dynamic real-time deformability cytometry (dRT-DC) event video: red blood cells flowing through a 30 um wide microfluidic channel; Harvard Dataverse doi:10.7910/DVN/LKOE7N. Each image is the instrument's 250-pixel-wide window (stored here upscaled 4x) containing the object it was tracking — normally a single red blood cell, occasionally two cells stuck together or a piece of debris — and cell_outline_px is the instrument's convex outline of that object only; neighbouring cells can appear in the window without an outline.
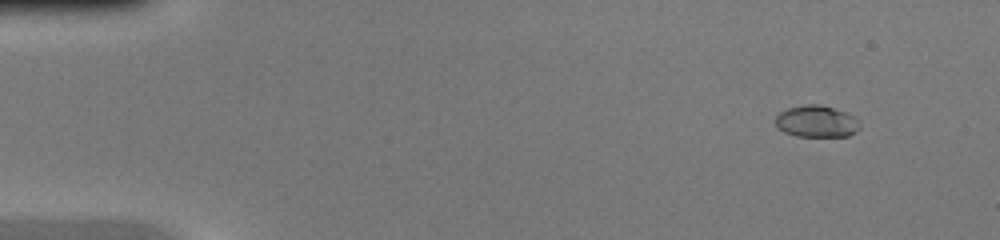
{"species": "common noctule bat (a hibernating species)", "species_latin": "Nyctalus noctula", "temperature_condition": "warm", "stored_images_in_passage": 45, "camera_frame_rate_fps": 3000, "um_per_image_px": 0.085, "animal": {"sex": "female", "body_mass_g": 20.0, "forearm_length_mm": 54.0}, "frame": {"image": 1, "passage_image": 3, "time_ms": 0.667, "image_size_px": [1000, 240], "cell_outline_px": [[860, 128], [856, 132], [848, 136], [796, 136], [784, 132], [776, 124], [776, 116], [780, 112], [788, 108], [804, 104], [820, 104], [856, 116]], "centroid_in_image_um": [69.42, 10.32], "position_along_channel_um": 15.6, "area_um2": 15.55}}
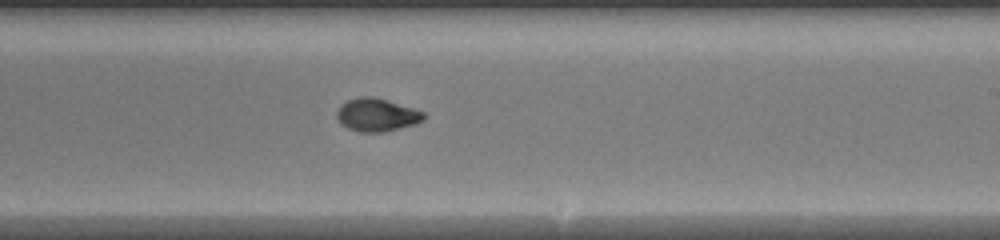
{"frame": {"image": 2, "passage_image": 27, "time_ms": 8.667, "image_size_px": [1000, 240], "cell_outline_px": [[424, 120], [416, 124], [384, 132], [360, 132], [348, 128], [340, 124], [336, 116], [336, 112], [340, 104], [348, 100], [360, 96], [372, 96], [388, 100], [424, 112]], "centroid_in_image_um": [32.0, 9.76], "position_along_channel_um": 257.0, "area_um2": 16.82}}
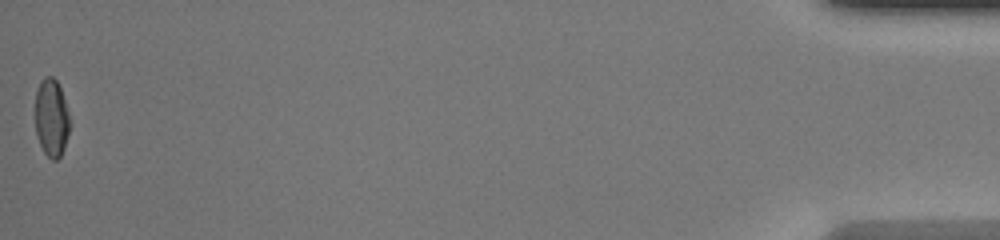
{"frame": {"image": 3, "passage_image": 45, "time_ms": 14.667, "image_size_px": [1000, 240], "cell_outline_px": [[72, 124], [64, 148], [60, 156], [56, 160], [52, 160], [44, 152], [36, 136], [36, 92], [40, 80], [44, 76], [52, 76], [56, 80], [60, 88]], "centroid_in_image_um": [4.39, 10.02], "position_along_channel_um": 430.8, "area_um2": 15.78}}